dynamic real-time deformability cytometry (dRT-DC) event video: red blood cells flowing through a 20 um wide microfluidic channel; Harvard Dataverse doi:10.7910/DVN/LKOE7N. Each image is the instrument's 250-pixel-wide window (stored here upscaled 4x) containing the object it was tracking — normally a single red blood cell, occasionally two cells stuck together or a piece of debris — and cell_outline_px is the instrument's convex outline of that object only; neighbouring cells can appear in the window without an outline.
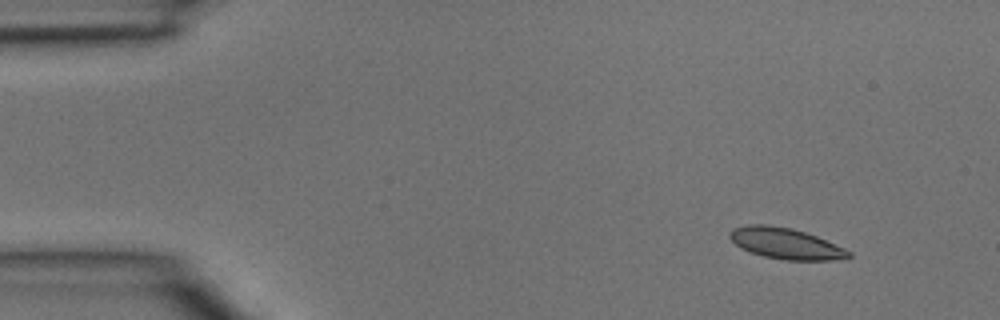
{"species": "common noctule bat (a hibernating species)", "species_latin": "Nyctalus noctula", "temperature_condition": "room temperature", "stored_images_in_passage": 3, "camera_frame_rate_fps": 3000, "um_per_image_px": 0.085, "animal": {"sex": "male", "body_mass_g": 15.6}, "frame": {"image": 1, "passage_image": 1, "time_ms": 0.0, "image_size_px": [1000, 320], "cell_outline_px": [[852, 256], [848, 260], [784, 260], [764, 256], [740, 248], [728, 236], [728, 232], [732, 228], [748, 224], [764, 224], [792, 228], [816, 236], [844, 248], [852, 252]], "centroid_in_image_um": [66.8, 20.7], "position_along_channel_um": 18.2, "area_um2": 21.62}}
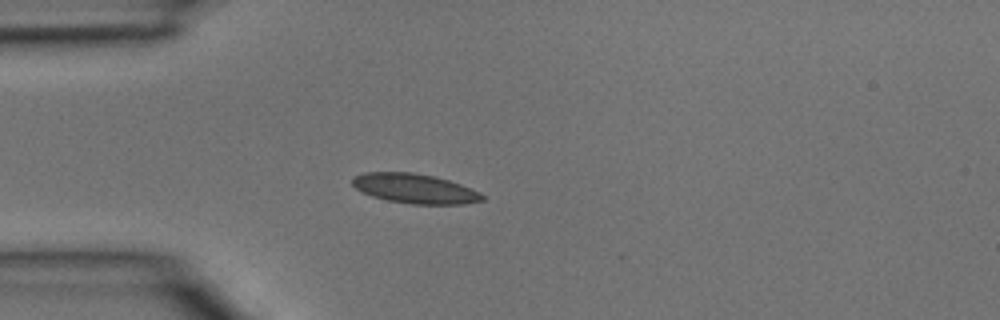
{"frame": {"image": 2, "passage_image": 3, "time_ms": 0.667, "image_size_px": [1000, 320], "cell_outline_px": [[484, 200], [464, 204], [412, 204], [388, 200], [372, 196], [356, 188], [352, 184], [352, 180], [356, 176], [364, 172], [412, 172], [432, 176], [448, 180], [460, 184], [480, 192], [484, 196]], "centroid_in_image_um": [35.27, 16.03], "position_along_channel_um": 49.7, "area_um2": 22.2}}